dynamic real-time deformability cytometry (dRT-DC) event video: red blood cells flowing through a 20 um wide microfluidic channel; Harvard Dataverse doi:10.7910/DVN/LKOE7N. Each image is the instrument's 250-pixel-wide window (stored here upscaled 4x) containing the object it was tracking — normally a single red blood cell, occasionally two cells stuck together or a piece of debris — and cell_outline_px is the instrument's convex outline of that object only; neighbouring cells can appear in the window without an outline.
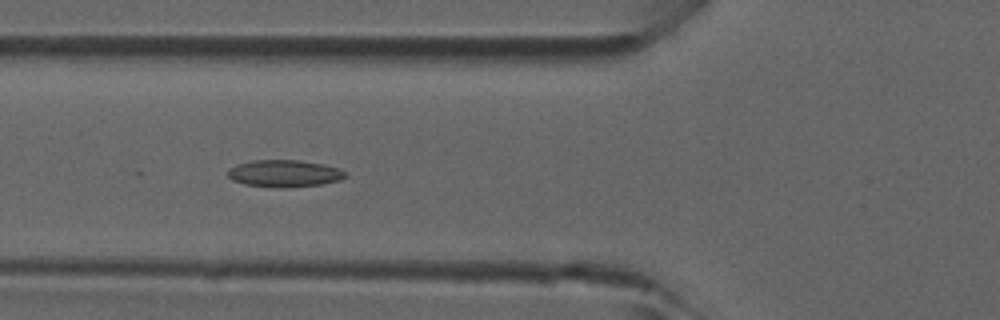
{"species": "common noctule bat (a hibernating species)", "species_latin": "Nyctalus noctula", "temperature_condition": "room temperature", "stored_images_in_passage": 5, "camera_frame_rate_fps": 3000, "um_per_image_px": 0.085, "animal": {"sex": "male", "forearm_length_mm": 52.5}, "frame": {"image": 1, "passage_image": 4, "time_ms": 1.0, "image_size_px": [1000, 320], "cell_outline_px": [[348, 176], [340, 180], [320, 184], [288, 188], [276, 188], [244, 184], [232, 180], [224, 172], [228, 168], [236, 164], [252, 160], [312, 160], [348, 172]], "centroid_in_image_um": [24.16, 14.73], "position_along_channel_um": 101.6, "area_um2": 19.07}}
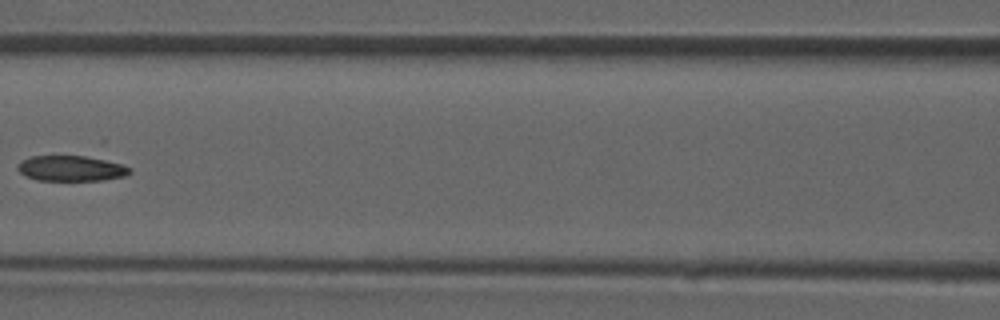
{"frame": {"image": 2, "passage_image": 5, "time_ms": 1.333, "image_size_px": [1000, 320], "cell_outline_px": [[132, 172], [124, 176], [104, 180], [36, 180], [24, 176], [16, 168], [16, 164], [20, 160], [32, 156], [84, 156], [104, 160], [120, 164], [132, 168]], "centroid_in_image_um": [5.99, 14.32], "position_along_channel_um": 160.6, "area_um2": 16.65}}